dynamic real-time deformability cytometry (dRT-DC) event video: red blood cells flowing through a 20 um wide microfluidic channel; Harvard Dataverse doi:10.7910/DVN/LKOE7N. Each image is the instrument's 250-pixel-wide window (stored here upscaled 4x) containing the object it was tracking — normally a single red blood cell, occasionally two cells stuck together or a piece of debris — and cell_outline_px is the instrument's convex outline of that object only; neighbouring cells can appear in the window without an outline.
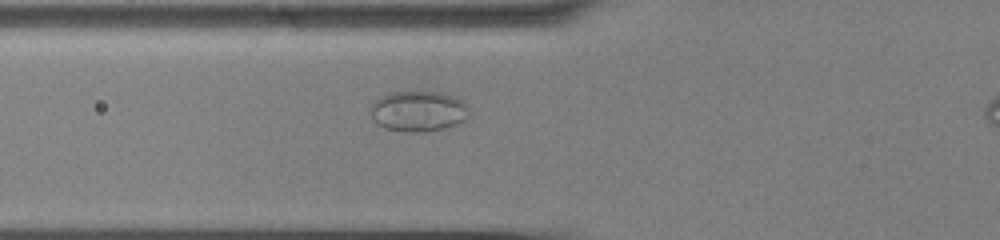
{"species": "common noctule bat (a hibernating species)", "species_latin": "Nyctalus noctula", "temperature_condition": "cold", "stored_images_in_passage": 35, "camera_frame_rate_fps": 3000, "um_per_image_px": 0.085, "animal": {"sex": "male", "body_mass_g": 13.0, "forearm_length_mm": 53.1}, "frame": {"image": 1, "passage_image": 3, "time_ms": 0.667, "image_size_px": [1000, 240], "cell_outline_px": [[468, 116], [464, 120], [456, 124], [444, 128], [424, 132], [404, 132], [384, 128], [376, 124], [372, 120], [372, 104], [380, 96], [388, 92], [440, 92], [456, 96], [464, 100], [468, 104]], "centroid_in_image_um": [35.57, 9.45], "position_along_channel_um": 90.2, "area_um2": 23.58}}
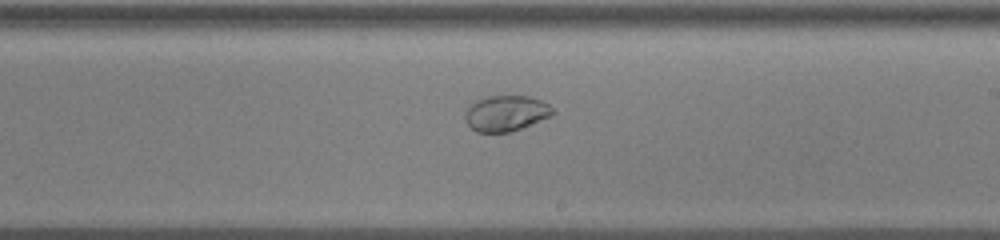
{"frame": {"image": 2, "passage_image": 16, "time_ms": 5.0, "image_size_px": [1000, 240], "cell_outline_px": [[556, 112], [552, 116], [520, 128], [508, 132], [476, 132], [464, 120], [464, 112], [476, 100], [488, 96], [528, 96], [540, 100], [548, 104]], "centroid_in_image_um": [43.0, 9.63], "position_along_channel_um": 246.0, "area_um2": 18.15}}
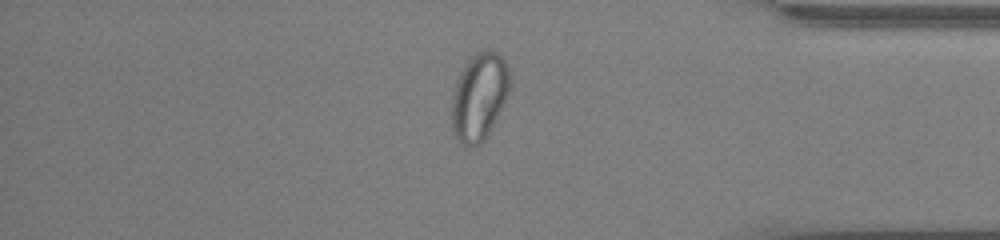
{"frame": {"image": 3, "passage_image": 30, "time_ms": 9.667, "image_size_px": [1000, 240], "cell_outline_px": [[508, 96], [484, 140], [476, 148], [464, 148], [452, 132], [452, 96], [460, 72], [468, 60], [476, 52], [488, 48], [496, 52], [504, 60], [508, 68]], "centroid_in_image_um": [40.7, 8.25], "position_along_channel_um": 394.5, "area_um2": 29.54}}